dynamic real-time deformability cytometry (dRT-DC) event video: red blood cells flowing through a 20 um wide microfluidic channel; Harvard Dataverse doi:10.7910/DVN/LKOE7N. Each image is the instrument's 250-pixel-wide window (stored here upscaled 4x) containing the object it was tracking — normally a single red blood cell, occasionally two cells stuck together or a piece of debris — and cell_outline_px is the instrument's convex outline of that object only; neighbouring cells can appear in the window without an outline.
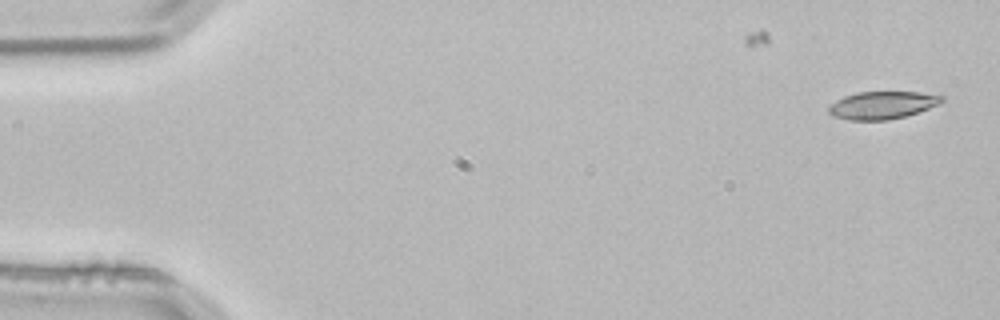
{"species": "common noctule bat (a hibernating species)", "species_latin": "Nyctalus noctula", "temperature_condition": "room temperature", "stored_images_in_passage": 3, "camera_frame_rate_fps": 3000, "um_per_image_px": 0.085, "animal": {"sex": "male", "body_mass_g": 21.5, "forearm_length_mm": 52.0}, "frame": {"image": 1, "passage_image": 1, "time_ms": 0.0, "image_size_px": [1000, 320], "cell_outline_px": [[944, 100], [940, 104], [904, 116], [888, 120], [848, 120], [832, 116], [828, 112], [828, 108], [836, 100], [844, 96], [856, 92], [920, 92], [944, 96]], "centroid_in_image_um": [74.98, 8.93], "position_along_channel_um": 10.0, "area_um2": 18.15}}
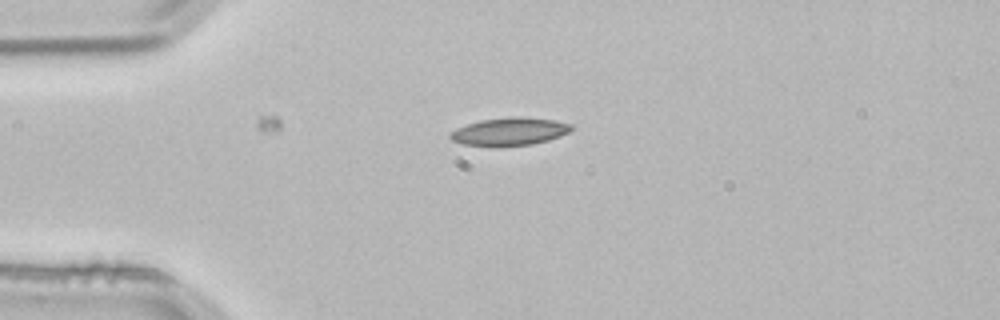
{"frame": {"image": 2, "passage_image": 3, "time_ms": 0.667, "image_size_px": [1000, 320], "cell_outline_px": [[572, 128], [568, 132], [560, 136], [548, 140], [532, 144], [500, 148], [492, 148], [464, 144], [452, 140], [448, 136], [448, 132], [456, 128], [480, 120], [520, 116], [524, 116], [552, 120], [572, 124]], "centroid_in_image_um": [43.26, 11.21], "position_along_channel_um": 41.7, "area_um2": 20.06}}